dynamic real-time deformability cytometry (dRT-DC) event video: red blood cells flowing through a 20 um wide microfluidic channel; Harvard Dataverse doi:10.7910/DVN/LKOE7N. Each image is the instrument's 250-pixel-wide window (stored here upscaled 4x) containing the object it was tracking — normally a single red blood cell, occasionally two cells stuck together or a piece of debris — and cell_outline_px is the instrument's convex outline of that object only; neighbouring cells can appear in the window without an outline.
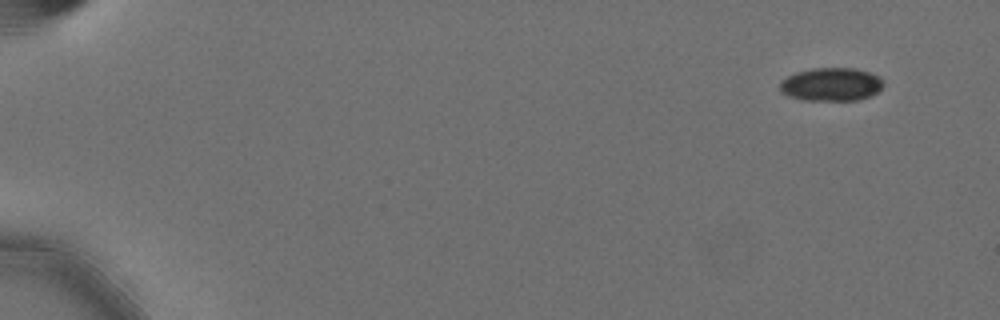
{"species": "Egyptian fruit bat (a non-hibernating species)", "species_latin": "Rousettus aegyptiacus", "temperature_condition": "cold", "stored_images_in_passage": 4, "camera_frame_rate_fps": 3000, "um_per_image_px": 0.085, "animal": {"sex": "female"}, "frame": {"image": 1, "passage_image": 1, "time_ms": 0.0, "image_size_px": [1000, 320], "cell_outline_px": [[884, 84], [872, 96], [860, 100], [800, 100], [788, 96], [780, 92], [780, 80], [796, 72], [812, 68], [852, 68], [868, 72], [880, 76], [884, 80]], "centroid_in_image_um": [70.64, 7.18], "position_along_channel_um": 14.4, "area_um2": 20.29}}